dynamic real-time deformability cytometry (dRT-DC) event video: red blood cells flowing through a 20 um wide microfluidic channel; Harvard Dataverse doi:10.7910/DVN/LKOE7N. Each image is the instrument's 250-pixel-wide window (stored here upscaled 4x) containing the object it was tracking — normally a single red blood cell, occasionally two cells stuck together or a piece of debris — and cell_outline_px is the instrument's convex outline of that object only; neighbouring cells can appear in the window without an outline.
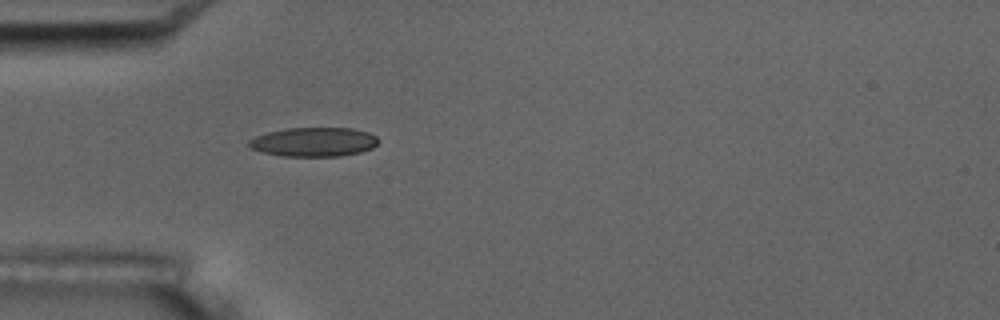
{"species": "common noctule bat (a hibernating species)", "species_latin": "Nyctalus noctula", "temperature_condition": "room temperature", "stored_images_in_passage": 5, "camera_frame_rate_fps": 3000, "um_per_image_px": 0.085, "animal": {"sex": "male", "body_mass_g": 17.5, "forearm_length_mm": 52.3}, "frame": {"image": 1, "passage_image": 5, "time_ms": 5.0, "image_size_px": [1000, 320], "cell_outline_px": [[380, 140], [372, 148], [360, 152], [340, 156], [284, 156], [260, 152], [248, 148], [248, 140], [256, 136], [268, 132], [288, 128], [352, 128], [368, 132], [376, 136]], "centroid_in_image_um": [26.65, 12.07], "position_along_channel_um": 58.3, "area_um2": 22.08}}